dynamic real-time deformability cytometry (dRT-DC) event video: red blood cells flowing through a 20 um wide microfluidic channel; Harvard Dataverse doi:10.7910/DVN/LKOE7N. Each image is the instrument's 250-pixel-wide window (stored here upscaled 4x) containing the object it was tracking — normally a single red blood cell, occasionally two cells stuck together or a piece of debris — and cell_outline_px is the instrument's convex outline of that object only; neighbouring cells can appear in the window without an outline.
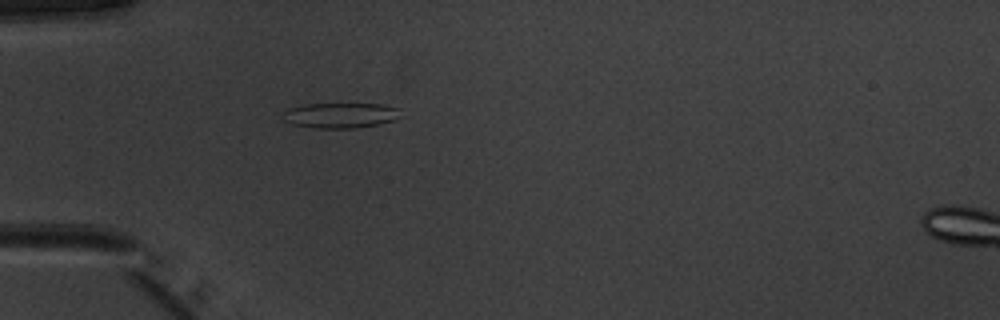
{"species": "common noctule bat (a hibernating species)", "species_latin": "Nyctalus noctula", "temperature_condition": "warm", "stored_images_in_passage": 36, "camera_frame_rate_fps": 3000, "um_per_image_px": 0.085, "animal": {"sex": "male", "body_mass_g": 20.1, "forearm_length_mm": 53.5}, "frame": {"image": 1, "passage_image": 1, "time_ms": 0.0, "image_size_px": [1000, 320], "cell_outline_px": [[400, 108], [392, 120], [376, 124], [356, 128], [316, 128], [296, 124], [284, 120], [280, 116], [288, 108], [304, 104], [384, 104]], "centroid_in_image_um": [28.86, 9.79], "position_along_channel_um": 56.1, "area_um2": 16.99}}
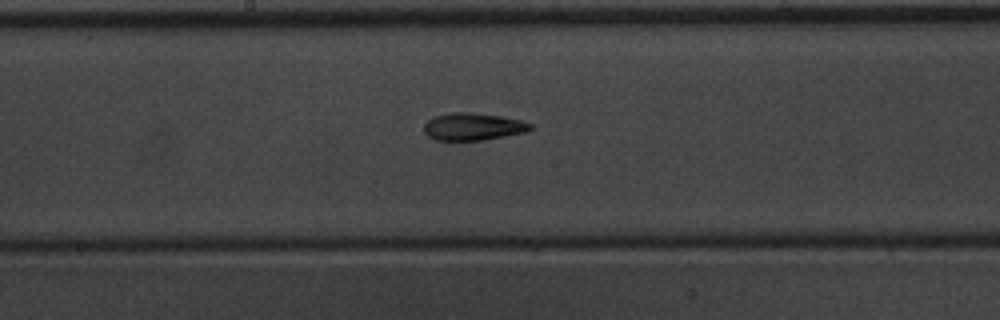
{"frame": {"image": 2, "passage_image": 13, "time_ms": 4.0, "image_size_px": [1000, 320], "cell_outline_px": [[532, 128], [528, 132], [484, 140], [436, 140], [428, 136], [424, 132], [424, 124], [428, 120], [436, 116], [452, 112], [472, 112], [500, 116], [520, 120], [532, 124]], "centroid_in_image_um": [40.22, 10.77], "position_along_channel_um": 208.0, "area_um2": 16.99}}
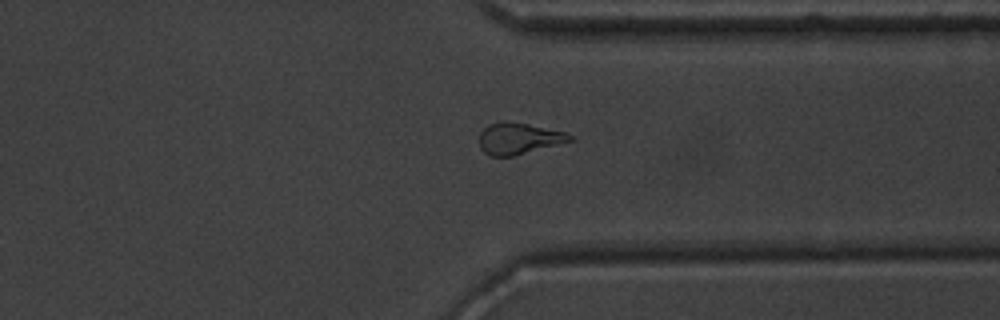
{"frame": {"image": 3, "passage_image": 25, "time_ms": 8.0, "image_size_px": [1000, 320], "cell_outline_px": [[572, 140], [512, 156], [488, 156], [480, 148], [480, 132], [488, 124], [504, 120], [528, 124], [564, 132], [572, 136]], "centroid_in_image_um": [44.02, 11.76], "position_along_channel_um": 367.4, "area_um2": 16.3}, "authors_computed_cell_mechanics": {"area_um2": 16.7909, "velocity_mm_per_s": 3.992, "shape_relaxation_time_tau1_ms": 4.1221, "shape_relaxation_time_tau2_ms": 3.445, "deformation_change_tau1": 0.1312, "deformation_change_tau2": 0.1149}}